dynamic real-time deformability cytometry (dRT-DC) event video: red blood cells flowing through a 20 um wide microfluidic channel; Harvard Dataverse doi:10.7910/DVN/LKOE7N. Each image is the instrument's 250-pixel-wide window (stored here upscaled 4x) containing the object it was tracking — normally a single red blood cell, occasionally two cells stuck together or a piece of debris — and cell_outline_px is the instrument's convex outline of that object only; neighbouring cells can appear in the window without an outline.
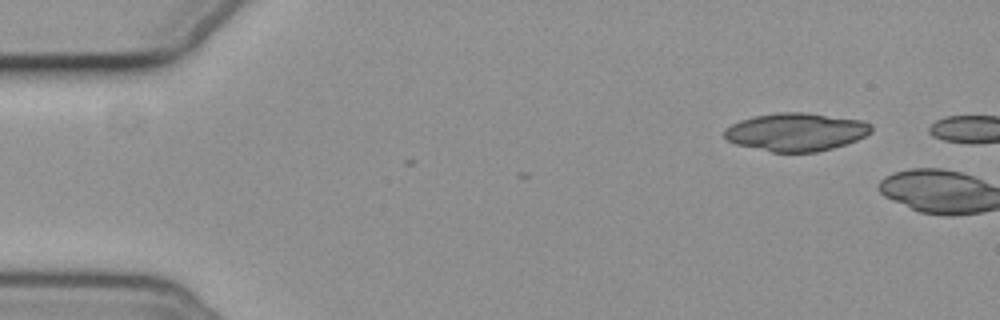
{"species": "common noctule bat (a hibernating species)", "species_latin": "Nyctalus noctula", "temperature_condition": "cold", "stored_images_in_passage": 3, "camera_frame_rate_fps": 3000, "um_per_image_px": 0.085, "animal": {"sex": "female", "body_mass_g": 19.3, "forearm_length_mm": 54.1}, "frame": {"image": 1, "passage_image": 1, "time_ms": 0.0, "image_size_px": [1000, 320], "cell_outline_px": [[872, 132], [856, 140], [832, 148], [816, 152], [772, 152], [736, 144], [728, 140], [724, 136], [724, 132], [732, 124], [740, 120], [756, 116], [776, 112], [808, 112], [864, 120], [872, 124]], "centroid_in_image_um": [67.71, 11.2], "position_along_channel_um": 17.3, "area_um2": 32.6}}